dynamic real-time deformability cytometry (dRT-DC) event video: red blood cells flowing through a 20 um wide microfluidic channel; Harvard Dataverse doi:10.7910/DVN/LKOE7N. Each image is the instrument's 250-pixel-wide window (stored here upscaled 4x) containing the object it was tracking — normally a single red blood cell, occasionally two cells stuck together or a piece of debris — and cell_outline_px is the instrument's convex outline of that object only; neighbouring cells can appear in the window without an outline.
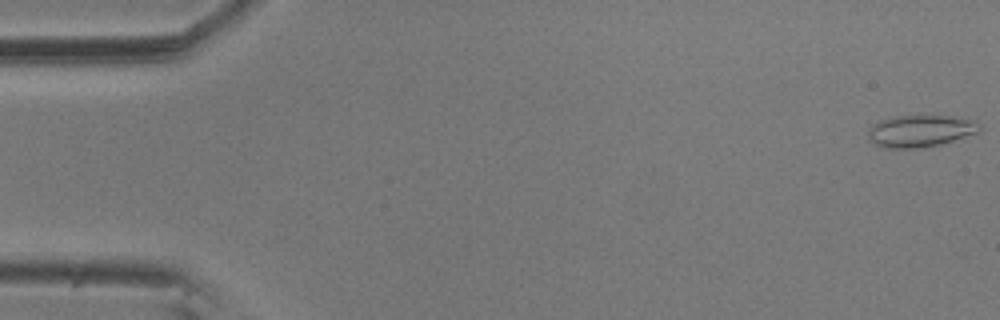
{"species": "common noctule bat (a hibernating species)", "species_latin": "Nyctalus noctula", "temperature_condition": "room temperature", "stored_images_in_passage": 9, "camera_frame_rate_fps": 3000, "um_per_image_px": 0.085, "animal": {"sex": "male", "body_mass_g": 20.5, "forearm_length_mm": 52.5}, "frame": {"image": 1, "passage_image": 1, "time_ms": 0.0, "image_size_px": [1000, 320], "cell_outline_px": [[980, 132], [940, 144], [916, 148], [884, 148], [868, 140], [868, 132], [872, 124], [880, 120], [896, 116], [952, 116], [976, 120], [980, 124]], "centroid_in_image_um": [78.23, 11.13], "position_along_channel_um": 6.8, "area_um2": 20.75}}